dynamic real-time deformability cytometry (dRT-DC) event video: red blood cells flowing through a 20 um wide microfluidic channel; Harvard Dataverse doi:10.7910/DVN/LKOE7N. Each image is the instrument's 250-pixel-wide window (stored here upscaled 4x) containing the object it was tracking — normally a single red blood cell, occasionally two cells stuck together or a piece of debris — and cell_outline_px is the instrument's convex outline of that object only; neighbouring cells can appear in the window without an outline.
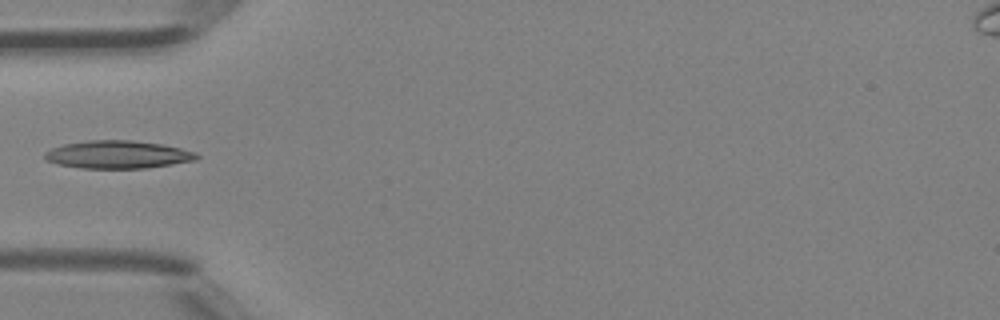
{"species": "Egyptian fruit bat (a non-hibernating species)", "species_latin": "Rousettus aegyptiacus", "temperature_condition": "room temperature", "stored_images_in_passage": 4, "camera_frame_rate_fps": 3000, "um_per_image_px": 0.085, "animal": {"sex": "female"}, "frame": {"image": 1, "passage_image": 4, "time_ms": 1.0, "image_size_px": [1000, 320], "cell_outline_px": [[200, 156], [196, 160], [144, 168], [80, 168], [60, 164], [48, 160], [44, 156], [44, 152], [52, 148], [64, 144], [88, 140], [132, 140], [160, 144], [180, 148], [196, 152]], "centroid_in_image_um": [10.02, 13.13], "position_along_channel_um": 75.0, "area_um2": 24.39}}